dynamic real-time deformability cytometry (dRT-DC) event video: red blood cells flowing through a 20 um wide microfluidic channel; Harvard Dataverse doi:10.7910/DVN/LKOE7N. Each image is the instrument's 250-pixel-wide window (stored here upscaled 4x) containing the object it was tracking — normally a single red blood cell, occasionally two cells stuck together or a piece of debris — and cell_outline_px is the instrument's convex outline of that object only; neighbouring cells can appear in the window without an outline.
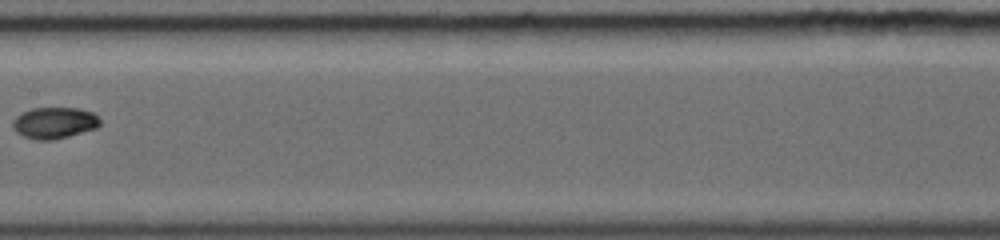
{"species": "common noctule bat (a hibernating species)", "species_latin": "Nyctalus noctula", "temperature_condition": "warm", "stored_images_in_passage": 7, "camera_frame_rate_fps": 5000, "um_per_image_px": 0.085, "animal": {"sex": "female", "body_mass_g": 19.0, "forearm_length_mm": 56.7}, "frame": {"image": 1, "passage_image": 7, "time_ms": 4.0, "image_size_px": [1000, 240], "cell_outline_px": [[100, 124], [96, 128], [68, 136], [52, 140], [36, 140], [24, 136], [16, 132], [12, 128], [12, 120], [20, 112], [32, 108], [80, 108], [92, 112], [100, 120]], "centroid_in_image_um": [4.58, 10.43], "position_along_channel_um": 202.8, "area_um2": 16.01}}